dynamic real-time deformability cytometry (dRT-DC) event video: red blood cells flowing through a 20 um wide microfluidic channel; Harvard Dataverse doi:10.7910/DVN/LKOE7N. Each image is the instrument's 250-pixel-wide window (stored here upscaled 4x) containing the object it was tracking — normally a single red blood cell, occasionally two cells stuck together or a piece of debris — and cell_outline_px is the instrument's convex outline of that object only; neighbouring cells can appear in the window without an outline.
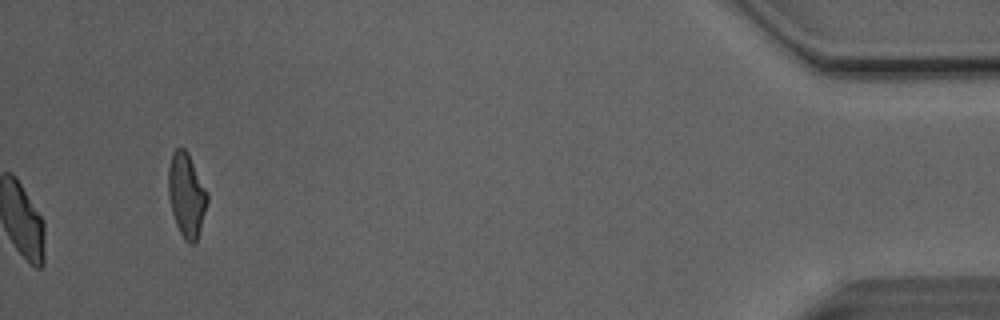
{"species": "Egyptian fruit bat (a non-hibernating species)", "species_latin": "Rousettus aegyptiacus", "temperature_condition": "room temperature", "stored_images_in_passage": 51, "camera_frame_rate_fps": 3000, "um_per_image_px": 0.085, "animal": {"sex": "male"}, "frame": {"image": 1, "passage_image": 51, "time_ms": 16.667, "image_size_px": [1000, 320], "cell_outline_px": [[208, 200], [196, 244], [188, 244], [184, 240], [176, 224], [172, 212], [168, 196], [168, 168], [172, 152], [176, 148], [184, 148], [188, 152], [208, 192]], "centroid_in_image_um": [15.85, 16.58], "position_along_channel_um": 419.4, "area_um2": 19.25}, "authors_computed_cell_mechanics": {"area_um2": 21.5016, "velocity_mm_per_s": 4.1043, "shape_relaxation_time_tau1_ms": 6.5211, "shape_relaxation_time_tau2_ms": 1.9181, "deformation_change_tau1": 0.1747, "deformation_change_tau2": 0.072}}